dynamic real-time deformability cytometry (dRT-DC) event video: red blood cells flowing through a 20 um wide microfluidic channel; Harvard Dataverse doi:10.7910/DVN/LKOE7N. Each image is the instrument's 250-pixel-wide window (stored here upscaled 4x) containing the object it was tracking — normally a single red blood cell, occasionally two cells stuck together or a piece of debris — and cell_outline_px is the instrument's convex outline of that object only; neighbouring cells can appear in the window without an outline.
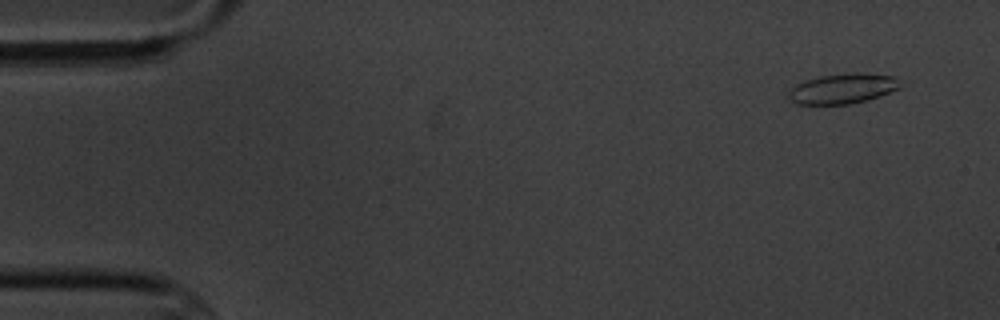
{"species": "common noctule bat (a hibernating species)", "species_latin": "Nyctalus noctula", "temperature_condition": "cold", "stored_images_in_passage": 6, "camera_frame_rate_fps": 3000, "um_per_image_px": 0.085, "animal": {"sex": "male", "body_mass_g": 20.1, "forearm_length_mm": 53.5}, "frame": {"image": 1, "passage_image": 1, "time_ms": 0.0, "image_size_px": [1000, 320], "cell_outline_px": [[908, 84], [900, 88], [880, 96], [868, 100], [848, 104], [796, 104], [788, 100], [788, 92], [796, 84], [804, 80], [820, 76], [852, 72], [860, 72], [896, 76]], "centroid_in_image_um": [71.71, 7.51], "position_along_channel_um": 13.3, "area_um2": 20.17}}